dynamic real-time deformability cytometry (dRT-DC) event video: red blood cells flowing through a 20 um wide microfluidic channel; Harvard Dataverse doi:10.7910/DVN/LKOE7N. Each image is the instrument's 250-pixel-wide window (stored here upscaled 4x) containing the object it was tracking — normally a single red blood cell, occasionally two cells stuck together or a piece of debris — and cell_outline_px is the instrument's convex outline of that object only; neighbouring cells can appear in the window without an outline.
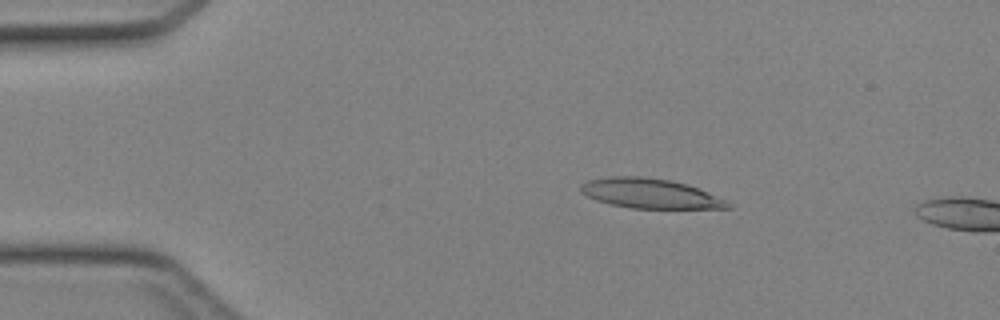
{"species": "Egyptian fruit bat (a non-hibernating species)", "species_latin": "Rousettus aegyptiacus", "temperature_condition": "cold", "stored_images_in_passage": 43, "camera_frame_rate_fps": 3000, "um_per_image_px": 0.085, "animal": {"sex": "female"}, "frame": {"image": 1, "passage_image": 7, "time_ms": 2.0, "image_size_px": [1000, 320], "cell_outline_px": [[732, 208], [632, 208], [612, 204], [596, 200], [580, 192], [580, 184], [588, 180], [608, 176], [640, 176], [668, 180], [688, 184], [728, 200], [732, 204]], "centroid_in_image_um": [55.27, 16.44], "position_along_channel_um": 29.7, "area_um2": 25.49}}
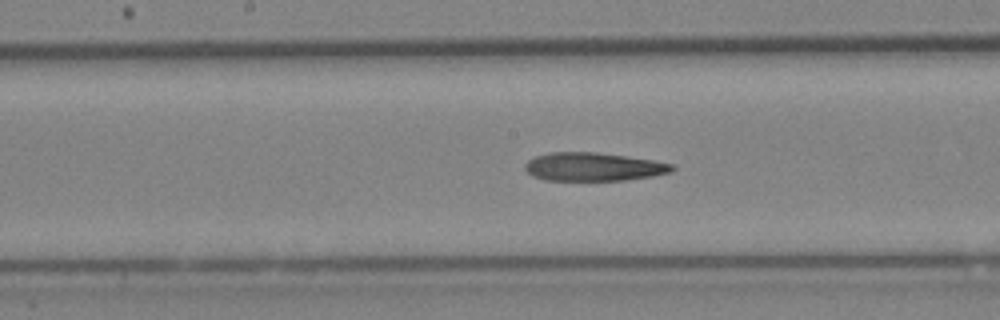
{"frame": {"image": 2, "passage_image": 22, "time_ms": 7.0, "image_size_px": [1000, 320], "cell_outline_px": [[676, 168], [672, 172], [652, 176], [624, 180], [544, 180], [532, 176], [524, 168], [524, 164], [528, 160], [536, 156], [548, 152], [596, 152], [628, 156], [656, 160], [676, 164]], "centroid_in_image_um": [50.48, 14.17], "position_along_channel_um": 197.7, "area_um2": 24.62}}
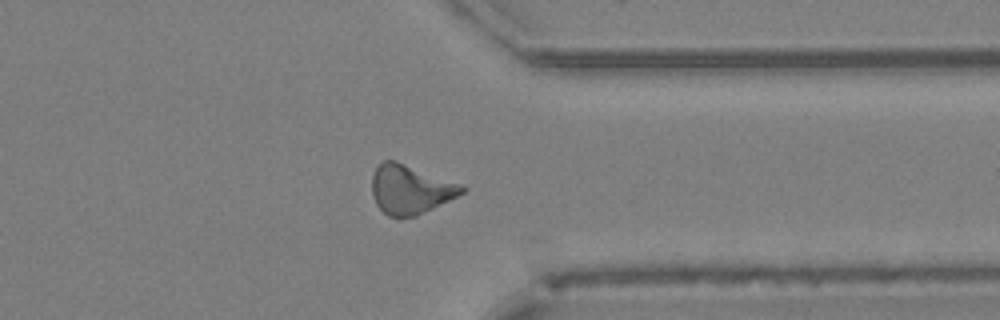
{"frame": {"image": 3, "passage_image": 34, "time_ms": 11.0, "image_size_px": [1000, 320], "cell_outline_px": [[468, 188], [464, 192], [416, 216], [400, 220], [388, 216], [376, 204], [372, 192], [372, 176], [376, 168], [384, 160], [392, 160], [464, 184]], "centroid_in_image_um": [34.88, 16.13], "position_along_channel_um": 376.5, "area_um2": 25.72}}